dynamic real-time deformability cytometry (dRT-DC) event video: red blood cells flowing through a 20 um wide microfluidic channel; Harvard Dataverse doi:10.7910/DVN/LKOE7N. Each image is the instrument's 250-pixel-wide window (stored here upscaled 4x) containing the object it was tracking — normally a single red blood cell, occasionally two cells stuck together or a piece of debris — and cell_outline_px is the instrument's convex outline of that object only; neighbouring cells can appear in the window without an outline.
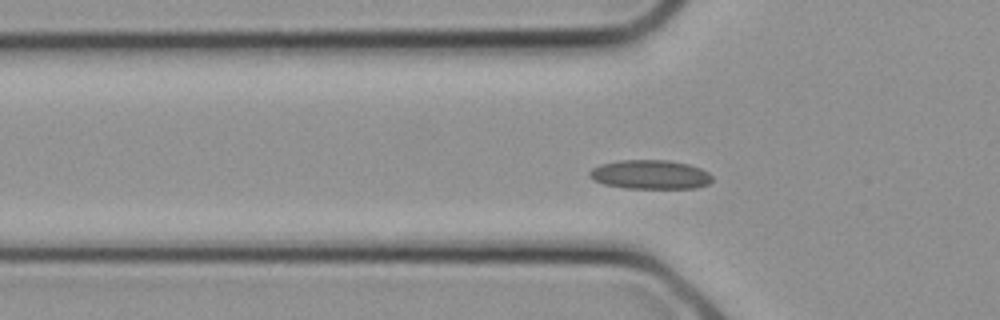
{"species": "common noctule bat (a hibernating species)", "species_latin": "Nyctalus noctula", "temperature_condition": "cold", "stored_images_in_passage": 4, "camera_frame_rate_fps": 3000, "um_per_image_px": 0.085, "animal": {"sex": "female", "body_mass_g": 21.9}, "frame": {"image": 1, "passage_image": 3, "time_ms": 0.667, "image_size_px": [1000, 320], "cell_outline_px": [[712, 180], [708, 184], [696, 188], [624, 188], [604, 184], [592, 180], [588, 176], [588, 172], [592, 168], [600, 164], [620, 160], [668, 160], [688, 164], [700, 168], [708, 172], [712, 176]], "centroid_in_image_um": [55.24, 14.84], "position_along_channel_um": 70.6, "area_um2": 20.92}}